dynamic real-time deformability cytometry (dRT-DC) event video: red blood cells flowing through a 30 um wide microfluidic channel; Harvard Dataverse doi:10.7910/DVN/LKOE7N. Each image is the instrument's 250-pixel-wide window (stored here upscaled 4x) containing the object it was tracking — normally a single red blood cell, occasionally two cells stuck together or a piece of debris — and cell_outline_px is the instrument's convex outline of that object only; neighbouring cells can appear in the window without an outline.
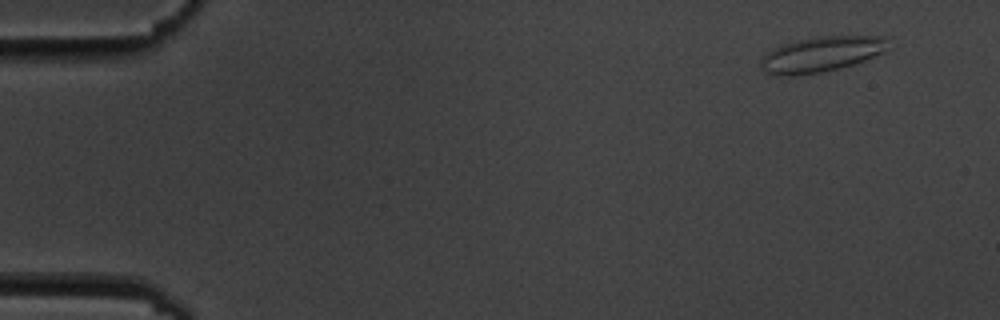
{"species": "common noctule bat (a hibernating species)", "species_latin": "Nyctalus noctula", "temperature_condition": "cold", "stored_images_in_passage": 6, "camera_frame_rate_fps": 3000, "um_per_image_px": 0.085, "animal": {"sex": "male", "body_mass_g": 19.5, "forearm_length_mm": 54.6}, "frame": {"image": 1, "passage_image": 2, "time_ms": 1.0, "image_size_px": [1000, 320], "cell_outline_px": [[884, 52], [856, 64], [840, 68], [820, 72], [792, 76], [780, 76], [768, 72], [760, 64], [760, 60], [772, 48], [780, 44], [796, 40], [816, 36], [884, 36]], "centroid_in_image_um": [69.76, 4.61], "position_along_channel_um": 15.2, "area_um2": 26.01}}